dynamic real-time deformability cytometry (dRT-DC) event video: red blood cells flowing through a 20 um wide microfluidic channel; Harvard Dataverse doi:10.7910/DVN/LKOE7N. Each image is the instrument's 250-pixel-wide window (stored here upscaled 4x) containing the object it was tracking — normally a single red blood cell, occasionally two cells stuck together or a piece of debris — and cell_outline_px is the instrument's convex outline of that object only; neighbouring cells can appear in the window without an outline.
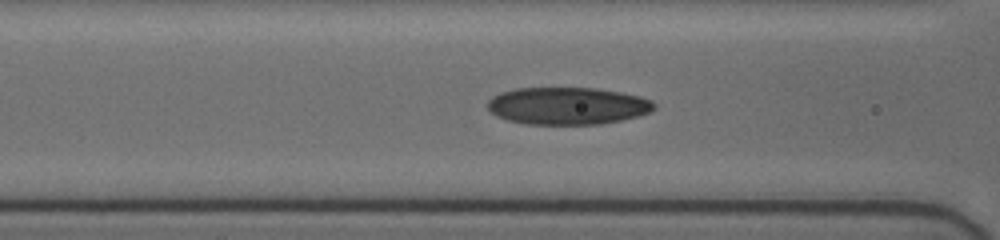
{"species": "human", "species_latin": "Homo sapiens", "temperature_condition": "cold", "stored_images_in_passage": 45, "camera_frame_rate_fps": 3000, "um_per_image_px": 0.085, "donor": {"sex": "female"}, "frame": {"image": 1, "passage_image": 23, "time_ms": 7.333, "image_size_px": [1000, 240], "cell_outline_px": [[656, 108], [652, 112], [640, 116], [600, 124], [524, 124], [508, 120], [496, 116], [488, 108], [488, 100], [492, 96], [500, 92], [516, 88], [596, 88], [620, 92], [640, 96], [652, 100], [656, 104]], "centroid_in_image_um": [48.27, 9.0], "position_along_channel_um": 118.3, "area_um2": 36.47}}
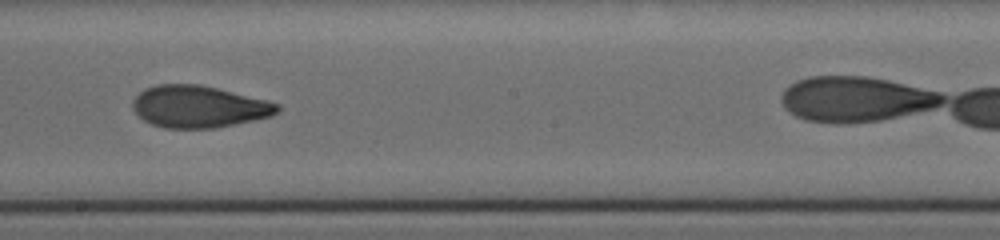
{"frame": {"image": 2, "passage_image": 32, "time_ms": 10.333, "image_size_px": [1000, 240], "cell_outline_px": [[280, 112], [272, 116], [212, 128], [164, 128], [152, 124], [144, 120], [132, 108], [132, 100], [144, 88], [156, 84], [200, 84], [268, 100], [280, 104]], "centroid_in_image_um": [16.9, 9.05], "position_along_channel_um": 231.3, "area_um2": 35.37}}
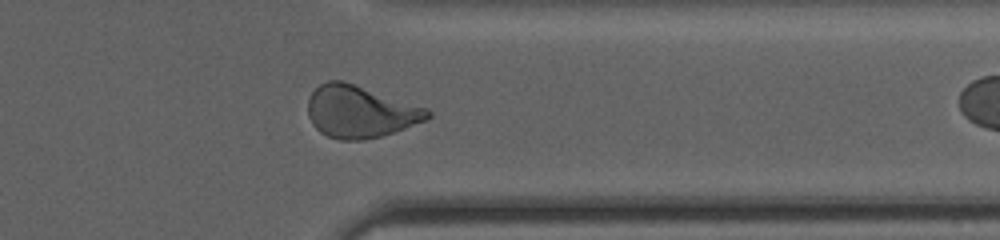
{"frame": {"image": 3, "passage_image": 44, "time_ms": 14.333, "image_size_px": [1000, 240], "cell_outline_px": [[432, 116], [424, 120], [404, 128], [380, 136], [364, 140], [340, 140], [328, 136], [320, 132], [312, 124], [308, 116], [308, 100], [312, 92], [320, 84], [328, 80], [344, 80], [428, 108], [432, 112]], "centroid_in_image_um": [30.6, 9.48], "position_along_channel_um": 380.8, "area_um2": 36.36}}